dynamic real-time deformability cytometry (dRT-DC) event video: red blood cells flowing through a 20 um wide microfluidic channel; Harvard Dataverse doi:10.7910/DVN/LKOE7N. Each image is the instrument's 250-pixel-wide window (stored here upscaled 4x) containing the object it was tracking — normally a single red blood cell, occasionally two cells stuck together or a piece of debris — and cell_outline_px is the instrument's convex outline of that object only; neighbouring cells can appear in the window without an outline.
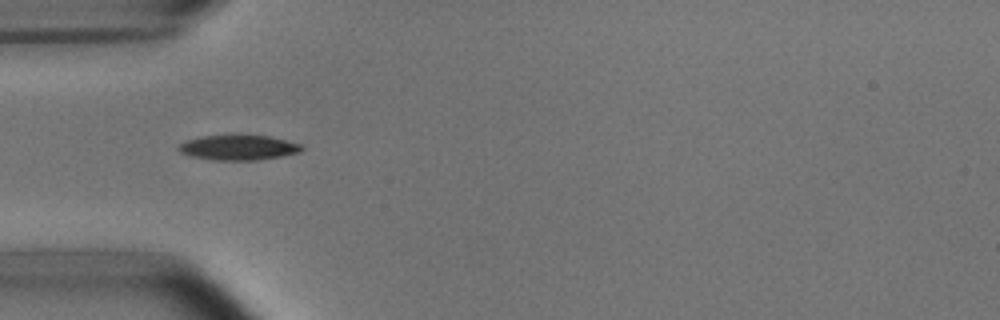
{"species": "common noctule bat (a hibernating species)", "species_latin": "Nyctalus noctula", "temperature_condition": "room temperature", "stored_images_in_passage": 18, "camera_frame_rate_fps": 3000, "um_per_image_px": 0.085, "animal": {"sex": "male", "body_mass_g": 15.6}, "frame": {"image": 1, "passage_image": 6, "time_ms": 1.667, "image_size_px": [1000, 320], "cell_outline_px": [[304, 148], [300, 152], [280, 156], [256, 160], [216, 160], [192, 156], [180, 152], [176, 148], [180, 144], [188, 140], [204, 136], [236, 132], [272, 136], [300, 144]], "centroid_in_image_um": [20.28, 12.49], "position_along_channel_um": 64.7, "area_um2": 18.55}}
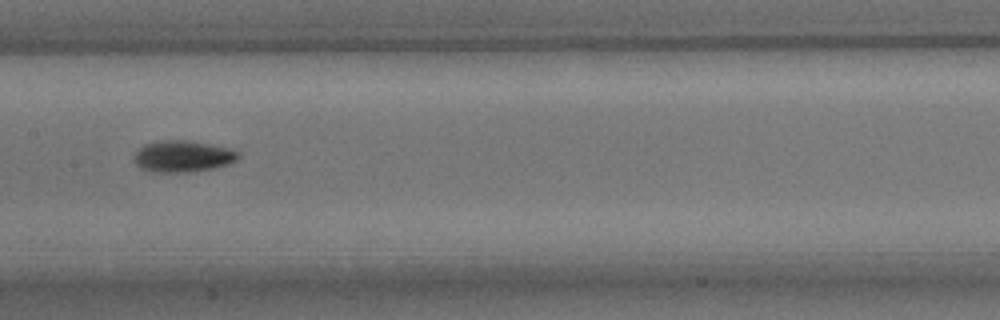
{"frame": {"image": 2, "passage_image": 16, "time_ms": 5.0, "image_size_px": [1000, 320], "cell_outline_px": [[240, 156], [236, 160], [212, 168], [188, 172], [152, 172], [140, 168], [132, 160], [136, 152], [144, 144], [156, 140], [188, 140], [228, 148], [240, 152]], "centroid_in_image_um": [15.48, 13.28], "position_along_channel_um": 191.9, "area_um2": 19.07}}